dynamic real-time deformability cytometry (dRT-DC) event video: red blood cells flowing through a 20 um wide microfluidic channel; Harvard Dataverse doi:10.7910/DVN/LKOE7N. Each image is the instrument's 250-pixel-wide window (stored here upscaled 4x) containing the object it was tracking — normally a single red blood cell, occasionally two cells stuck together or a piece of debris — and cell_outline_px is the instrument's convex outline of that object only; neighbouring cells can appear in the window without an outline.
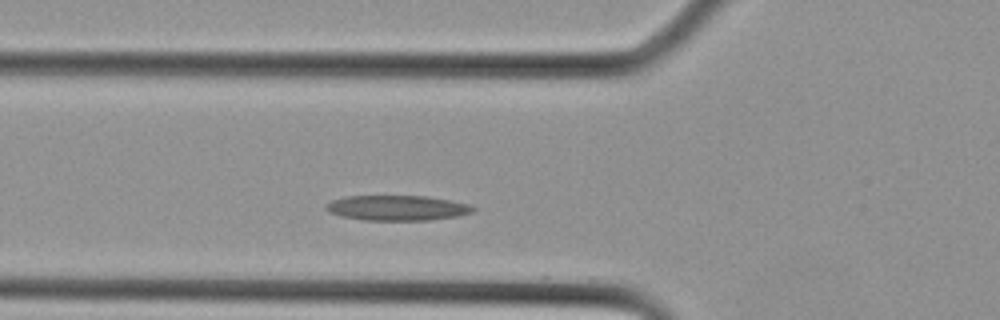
{"species": "Egyptian fruit bat (a non-hibernating species)", "species_latin": "Rousettus aegyptiacus", "temperature_condition": "cold", "stored_images_in_passage": 4, "camera_frame_rate_fps": 3000, "um_per_image_px": 0.085, "animal": {"sex": "female"}, "frame": {"image": 1, "passage_image": 2, "time_ms": 0.333, "image_size_px": [1000, 320], "cell_outline_px": [[476, 208], [472, 212], [456, 216], [428, 220], [364, 220], [340, 216], [328, 212], [324, 208], [332, 200], [344, 196], [424, 196], [472, 204]], "centroid_in_image_um": [33.74, 17.67], "position_along_channel_um": 92.1, "area_um2": 21.5}}
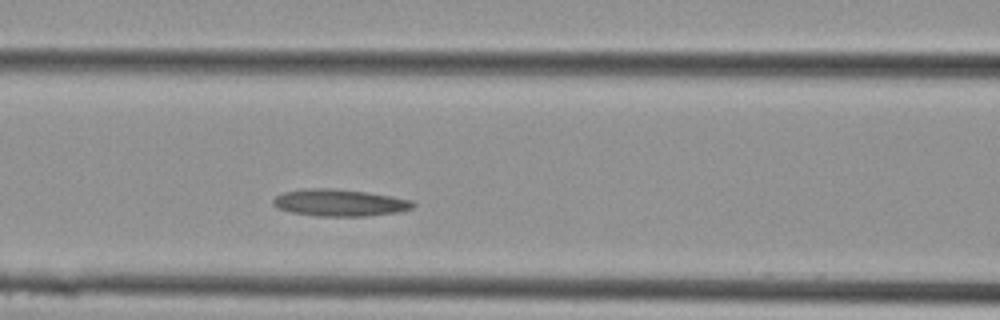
{"frame": {"image": 2, "passage_image": 4, "time_ms": 1.0, "image_size_px": [1000, 320], "cell_outline_px": [[416, 204], [412, 208], [396, 212], [368, 216], [316, 216], [292, 212], [276, 208], [272, 204], [272, 200], [276, 196], [284, 192], [304, 188], [332, 188], [364, 192], [392, 196], [412, 200]], "centroid_in_image_um": [28.84, 17.23], "position_along_channel_um": 137.8, "area_um2": 21.96}}